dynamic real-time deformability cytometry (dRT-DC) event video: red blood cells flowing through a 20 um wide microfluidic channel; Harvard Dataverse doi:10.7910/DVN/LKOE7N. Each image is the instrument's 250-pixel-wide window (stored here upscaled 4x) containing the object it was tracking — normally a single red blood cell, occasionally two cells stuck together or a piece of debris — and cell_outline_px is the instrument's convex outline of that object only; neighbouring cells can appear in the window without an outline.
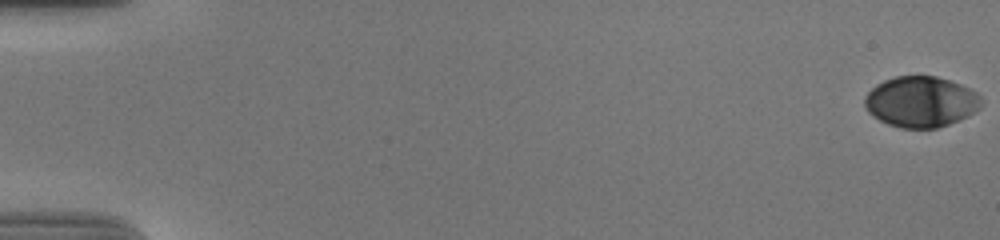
{"species": "human", "species_latin": "Homo sapiens", "temperature_condition": "cold", "stored_images_in_passage": 58, "camera_frame_rate_fps": 3000, "um_per_image_px": 0.085, "donor": {"sex": "male"}, "frame": {"image": 1, "passage_image": 1, "time_ms": 0.0, "image_size_px": [1000, 240], "cell_outline_px": [[984, 104], [980, 108], [968, 116], [960, 120], [936, 128], [900, 128], [888, 124], [872, 116], [868, 112], [864, 104], [864, 96], [876, 84], [884, 80], [896, 76], [936, 76], [960, 84], [976, 92], [984, 100]], "centroid_in_image_um": [78.28, 8.65], "position_along_channel_um": 6.7, "area_um2": 34.74}}
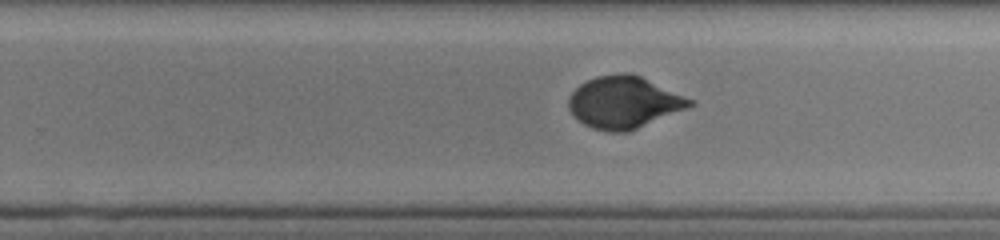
{"frame": {"image": 2, "passage_image": 38, "time_ms": 12.333, "image_size_px": [1000, 240], "cell_outline_px": [[696, 104], [628, 132], [608, 132], [592, 128], [584, 124], [568, 108], [568, 96], [580, 84], [596, 76], [624, 72], [632, 72], [696, 100]], "centroid_in_image_um": [53.06, 8.68], "position_along_channel_um": 276.7, "area_um2": 36.82}}
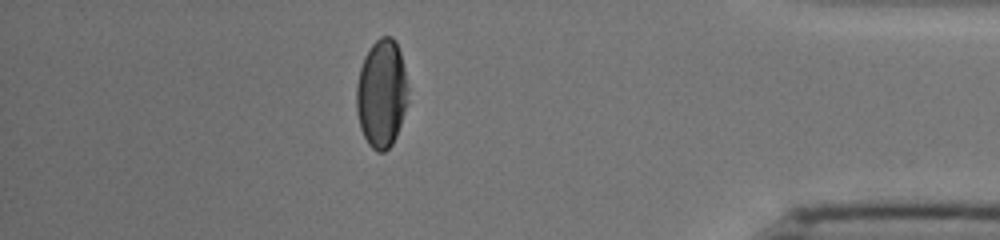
{"frame": {"image": 3, "passage_image": 51, "time_ms": 16.667, "image_size_px": [1000, 240], "cell_outline_px": [[408, 100], [396, 136], [392, 144], [384, 152], [376, 152], [368, 144], [360, 128], [356, 108], [356, 84], [360, 68], [364, 56], [372, 44], [380, 36], [392, 36], [396, 40], [400, 52], [404, 68], [408, 88]], "centroid_in_image_um": [32.43, 7.94], "position_along_channel_um": 402.8, "area_um2": 32.71}, "authors_computed_cell_mechanics": {"area_um2": 35.836, "velocity_mm_per_s": 3.6886, "shape_relaxation_time_tau1_ms": 4.0751, "shape_relaxation_time_tau2_ms": 0.853, "deformation_change_tau1": 0.1695, "deformation_change_tau2": 0.039}}